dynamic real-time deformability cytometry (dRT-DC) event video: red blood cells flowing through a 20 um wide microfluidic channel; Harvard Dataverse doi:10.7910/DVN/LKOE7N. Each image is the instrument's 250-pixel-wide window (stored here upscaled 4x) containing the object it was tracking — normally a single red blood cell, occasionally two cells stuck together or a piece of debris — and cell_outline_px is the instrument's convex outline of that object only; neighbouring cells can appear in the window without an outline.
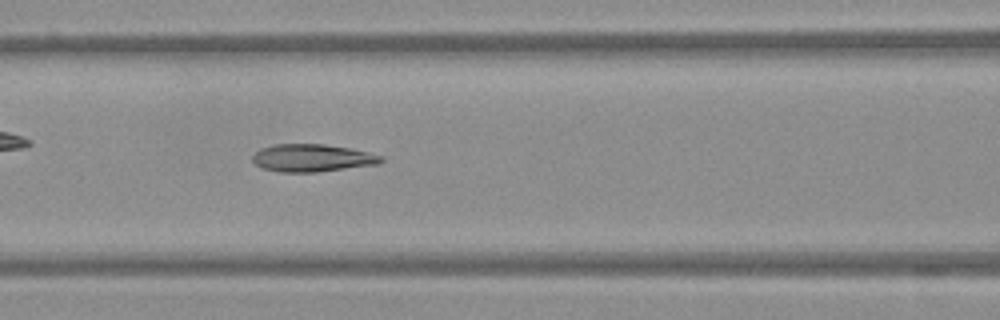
{"species": "Egyptian fruit bat (a non-hibernating species)", "species_latin": "Rousettus aegyptiacus", "temperature_condition": "warm", "stored_images_in_passage": 53, "camera_frame_rate_fps": 3000, "um_per_image_px": 0.085, "frame": {"image": 1, "passage_image": 23, "time_ms": 7.333, "image_size_px": [1000, 320], "cell_outline_px": [[384, 160], [380, 164], [316, 172], [280, 172], [260, 168], [252, 160], [252, 156], [260, 148], [272, 144], [324, 144], [352, 148], [384, 156]], "centroid_in_image_um": [26.55, 13.42], "position_along_channel_um": 140.1, "area_um2": 20.92}}
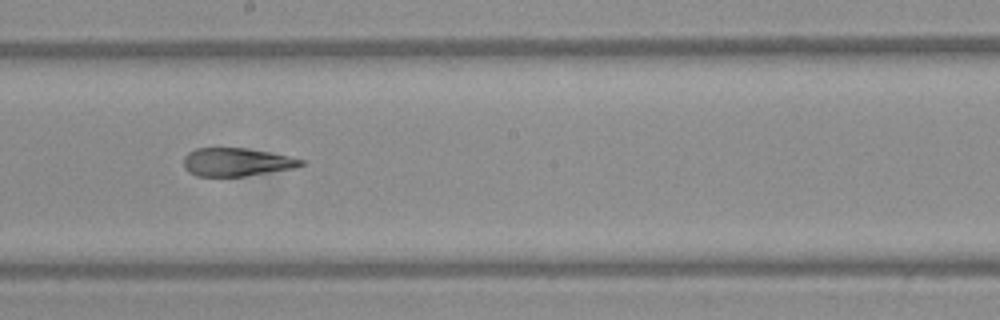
{"frame": {"image": 2, "passage_image": 30, "time_ms": 9.667, "image_size_px": [1000, 320], "cell_outline_px": [[304, 164], [296, 168], [244, 176], [196, 176], [188, 172], [184, 168], [184, 156], [188, 152], [196, 148], [244, 148], [268, 152], [288, 156], [304, 160]], "centroid_in_image_um": [20.08, 13.78], "position_along_channel_um": 228.1, "area_um2": 19.25}}
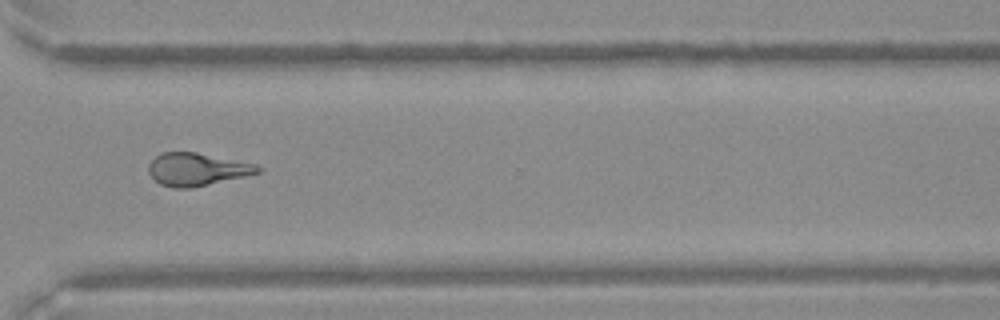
{"frame": {"image": 3, "passage_image": 40, "time_ms": 13.0, "image_size_px": [1000, 320], "cell_outline_px": [[264, 168], [260, 172], [244, 176], [188, 188], [176, 188], [160, 184], [148, 172], [148, 164], [160, 152], [196, 152], [256, 164]], "centroid_in_image_um": [16.73, 14.37], "position_along_channel_um": 353.9, "area_um2": 20.58}}